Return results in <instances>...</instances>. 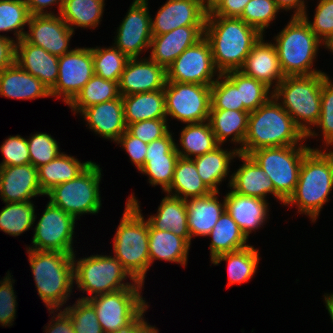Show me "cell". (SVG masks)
I'll use <instances>...</instances> for the list:
<instances>
[{"label":"cell","instance_id":"6da1fadb","mask_svg":"<svg viewBox=\"0 0 333 333\" xmlns=\"http://www.w3.org/2000/svg\"><path fill=\"white\" fill-rule=\"evenodd\" d=\"M261 36L240 18L206 16L204 37L211 45L215 67L221 74L240 70Z\"/></svg>","mask_w":333,"mask_h":333},{"label":"cell","instance_id":"7a4b0ae2","mask_svg":"<svg viewBox=\"0 0 333 333\" xmlns=\"http://www.w3.org/2000/svg\"><path fill=\"white\" fill-rule=\"evenodd\" d=\"M303 141H306V136L272 96L249 113L246 138L243 148L238 150L241 154L249 155L257 149L302 145Z\"/></svg>","mask_w":333,"mask_h":333},{"label":"cell","instance_id":"3957f363","mask_svg":"<svg viewBox=\"0 0 333 333\" xmlns=\"http://www.w3.org/2000/svg\"><path fill=\"white\" fill-rule=\"evenodd\" d=\"M328 150L311 148L304 155L296 189L284 204L296 205L297 212L308 215L312 222L333 189V150Z\"/></svg>","mask_w":333,"mask_h":333},{"label":"cell","instance_id":"277c9868","mask_svg":"<svg viewBox=\"0 0 333 333\" xmlns=\"http://www.w3.org/2000/svg\"><path fill=\"white\" fill-rule=\"evenodd\" d=\"M141 211L136 196L131 194L113 237V252L128 273L137 282L144 284L150 268L149 234L148 221Z\"/></svg>","mask_w":333,"mask_h":333},{"label":"cell","instance_id":"5b68a950","mask_svg":"<svg viewBox=\"0 0 333 333\" xmlns=\"http://www.w3.org/2000/svg\"><path fill=\"white\" fill-rule=\"evenodd\" d=\"M27 253L38 295L48 310H59L73 289V254L32 249Z\"/></svg>","mask_w":333,"mask_h":333},{"label":"cell","instance_id":"8992f818","mask_svg":"<svg viewBox=\"0 0 333 333\" xmlns=\"http://www.w3.org/2000/svg\"><path fill=\"white\" fill-rule=\"evenodd\" d=\"M326 77L325 72L308 76H286L273 90V97L289 113L306 139L318 135L312 127L321 114L322 83Z\"/></svg>","mask_w":333,"mask_h":333},{"label":"cell","instance_id":"52a82bcc","mask_svg":"<svg viewBox=\"0 0 333 333\" xmlns=\"http://www.w3.org/2000/svg\"><path fill=\"white\" fill-rule=\"evenodd\" d=\"M274 41L285 77L324 73L312 66L319 46L327 48L302 16H291L288 24L277 34Z\"/></svg>","mask_w":333,"mask_h":333},{"label":"cell","instance_id":"ba28073f","mask_svg":"<svg viewBox=\"0 0 333 333\" xmlns=\"http://www.w3.org/2000/svg\"><path fill=\"white\" fill-rule=\"evenodd\" d=\"M75 255L74 253V283L83 293L86 291L91 295L78 299L87 300L97 295L133 287L137 283L116 257L97 254L76 260ZM129 277L133 283H124L123 281Z\"/></svg>","mask_w":333,"mask_h":333},{"label":"cell","instance_id":"9c48e42d","mask_svg":"<svg viewBox=\"0 0 333 333\" xmlns=\"http://www.w3.org/2000/svg\"><path fill=\"white\" fill-rule=\"evenodd\" d=\"M310 149L302 144L261 148L249 154L272 181L274 197L283 205L296 189L304 155Z\"/></svg>","mask_w":333,"mask_h":333},{"label":"cell","instance_id":"30bf717a","mask_svg":"<svg viewBox=\"0 0 333 333\" xmlns=\"http://www.w3.org/2000/svg\"><path fill=\"white\" fill-rule=\"evenodd\" d=\"M101 172L100 165L91 162L76 178L53 187L45 195L49 197L51 204L63 209L76 220L83 214L95 215L102 205L99 191Z\"/></svg>","mask_w":333,"mask_h":333},{"label":"cell","instance_id":"8fae6325","mask_svg":"<svg viewBox=\"0 0 333 333\" xmlns=\"http://www.w3.org/2000/svg\"><path fill=\"white\" fill-rule=\"evenodd\" d=\"M143 285L137 282L133 287L87 299L95 309L104 333L129 325L148 306L141 295Z\"/></svg>","mask_w":333,"mask_h":333},{"label":"cell","instance_id":"7c38bea8","mask_svg":"<svg viewBox=\"0 0 333 333\" xmlns=\"http://www.w3.org/2000/svg\"><path fill=\"white\" fill-rule=\"evenodd\" d=\"M163 90L167 117L185 124L208 121L211 86L167 81Z\"/></svg>","mask_w":333,"mask_h":333},{"label":"cell","instance_id":"4fadbf2b","mask_svg":"<svg viewBox=\"0 0 333 333\" xmlns=\"http://www.w3.org/2000/svg\"><path fill=\"white\" fill-rule=\"evenodd\" d=\"M76 219L50 202L34 228L33 245L26 249L74 254Z\"/></svg>","mask_w":333,"mask_h":333},{"label":"cell","instance_id":"5bb4252c","mask_svg":"<svg viewBox=\"0 0 333 333\" xmlns=\"http://www.w3.org/2000/svg\"><path fill=\"white\" fill-rule=\"evenodd\" d=\"M166 73L168 82L209 86L221 74L215 67L211 45L205 37L181 53L166 69Z\"/></svg>","mask_w":333,"mask_h":333},{"label":"cell","instance_id":"9a60e30c","mask_svg":"<svg viewBox=\"0 0 333 333\" xmlns=\"http://www.w3.org/2000/svg\"><path fill=\"white\" fill-rule=\"evenodd\" d=\"M94 75L92 48H74L58 61V79L51 97H62L68 105Z\"/></svg>","mask_w":333,"mask_h":333},{"label":"cell","instance_id":"2e32d148","mask_svg":"<svg viewBox=\"0 0 333 333\" xmlns=\"http://www.w3.org/2000/svg\"><path fill=\"white\" fill-rule=\"evenodd\" d=\"M148 0H133L122 23L117 27L114 46L129 58L140 56L151 45V16Z\"/></svg>","mask_w":333,"mask_h":333},{"label":"cell","instance_id":"e0dca14e","mask_svg":"<svg viewBox=\"0 0 333 333\" xmlns=\"http://www.w3.org/2000/svg\"><path fill=\"white\" fill-rule=\"evenodd\" d=\"M29 32L24 39L55 56H63L71 51L68 46L74 31L58 14L31 15L28 22Z\"/></svg>","mask_w":333,"mask_h":333},{"label":"cell","instance_id":"ac0fdd59","mask_svg":"<svg viewBox=\"0 0 333 333\" xmlns=\"http://www.w3.org/2000/svg\"><path fill=\"white\" fill-rule=\"evenodd\" d=\"M175 141L169 131L165 136L150 142L147 146L145 164L139 171L149 177L152 186L160 185L165 192L171 185L174 169L180 157Z\"/></svg>","mask_w":333,"mask_h":333},{"label":"cell","instance_id":"d6986e66","mask_svg":"<svg viewBox=\"0 0 333 333\" xmlns=\"http://www.w3.org/2000/svg\"><path fill=\"white\" fill-rule=\"evenodd\" d=\"M148 58L128 60L118 83L121 96L164 89L167 83L166 69Z\"/></svg>","mask_w":333,"mask_h":333},{"label":"cell","instance_id":"ffe728a7","mask_svg":"<svg viewBox=\"0 0 333 333\" xmlns=\"http://www.w3.org/2000/svg\"><path fill=\"white\" fill-rule=\"evenodd\" d=\"M206 16L202 0H167L151 18V32L161 35L183 26H205Z\"/></svg>","mask_w":333,"mask_h":333},{"label":"cell","instance_id":"44dd1931","mask_svg":"<svg viewBox=\"0 0 333 333\" xmlns=\"http://www.w3.org/2000/svg\"><path fill=\"white\" fill-rule=\"evenodd\" d=\"M45 195L38 182L37 167L26 165L0 167V198L6 202H25Z\"/></svg>","mask_w":333,"mask_h":333},{"label":"cell","instance_id":"7402d4cb","mask_svg":"<svg viewBox=\"0 0 333 333\" xmlns=\"http://www.w3.org/2000/svg\"><path fill=\"white\" fill-rule=\"evenodd\" d=\"M204 30L205 26H183L161 35H153L149 57L167 69L181 53L204 37Z\"/></svg>","mask_w":333,"mask_h":333},{"label":"cell","instance_id":"603a6c76","mask_svg":"<svg viewBox=\"0 0 333 333\" xmlns=\"http://www.w3.org/2000/svg\"><path fill=\"white\" fill-rule=\"evenodd\" d=\"M263 39L262 35L253 45L240 71L264 82L273 91L285 76L280 66L275 44L271 41L265 43Z\"/></svg>","mask_w":333,"mask_h":333},{"label":"cell","instance_id":"cb8c5ba5","mask_svg":"<svg viewBox=\"0 0 333 333\" xmlns=\"http://www.w3.org/2000/svg\"><path fill=\"white\" fill-rule=\"evenodd\" d=\"M89 129L105 139L117 141L127 130L122 96L117 99L91 105L81 113Z\"/></svg>","mask_w":333,"mask_h":333},{"label":"cell","instance_id":"d4e9b609","mask_svg":"<svg viewBox=\"0 0 333 333\" xmlns=\"http://www.w3.org/2000/svg\"><path fill=\"white\" fill-rule=\"evenodd\" d=\"M59 57L50 54L42 47L28 43L24 38L15 46V63L38 78L51 89L58 79Z\"/></svg>","mask_w":333,"mask_h":333},{"label":"cell","instance_id":"484cf974","mask_svg":"<svg viewBox=\"0 0 333 333\" xmlns=\"http://www.w3.org/2000/svg\"><path fill=\"white\" fill-rule=\"evenodd\" d=\"M224 200L225 210L247 239L252 231L261 228L268 219L269 203L261 198L245 196L230 190Z\"/></svg>","mask_w":333,"mask_h":333},{"label":"cell","instance_id":"4316f807","mask_svg":"<svg viewBox=\"0 0 333 333\" xmlns=\"http://www.w3.org/2000/svg\"><path fill=\"white\" fill-rule=\"evenodd\" d=\"M237 158L243 164L234 171L228 187L235 192L249 197H257L267 201V194L274 196V186L262 168L249 156L239 153Z\"/></svg>","mask_w":333,"mask_h":333},{"label":"cell","instance_id":"83f0119b","mask_svg":"<svg viewBox=\"0 0 333 333\" xmlns=\"http://www.w3.org/2000/svg\"><path fill=\"white\" fill-rule=\"evenodd\" d=\"M0 96L17 100L51 97L50 89L16 63L0 71Z\"/></svg>","mask_w":333,"mask_h":333},{"label":"cell","instance_id":"f1b7e54d","mask_svg":"<svg viewBox=\"0 0 333 333\" xmlns=\"http://www.w3.org/2000/svg\"><path fill=\"white\" fill-rule=\"evenodd\" d=\"M219 192L185 200L187 208V226L190 238L193 236L206 237L225 211V200H218Z\"/></svg>","mask_w":333,"mask_h":333},{"label":"cell","instance_id":"f546056e","mask_svg":"<svg viewBox=\"0 0 333 333\" xmlns=\"http://www.w3.org/2000/svg\"><path fill=\"white\" fill-rule=\"evenodd\" d=\"M148 234L150 266L156 259L187 265L190 244L184 238L169 230L154 229L149 223Z\"/></svg>","mask_w":333,"mask_h":333},{"label":"cell","instance_id":"4dcf8cb0","mask_svg":"<svg viewBox=\"0 0 333 333\" xmlns=\"http://www.w3.org/2000/svg\"><path fill=\"white\" fill-rule=\"evenodd\" d=\"M147 221L154 229L169 230L191 245L185 200L166 194L158 206L157 214L151 215Z\"/></svg>","mask_w":333,"mask_h":333},{"label":"cell","instance_id":"1f68e13d","mask_svg":"<svg viewBox=\"0 0 333 333\" xmlns=\"http://www.w3.org/2000/svg\"><path fill=\"white\" fill-rule=\"evenodd\" d=\"M126 125L151 119H168L164 90L122 96Z\"/></svg>","mask_w":333,"mask_h":333},{"label":"cell","instance_id":"d6a6232c","mask_svg":"<svg viewBox=\"0 0 333 333\" xmlns=\"http://www.w3.org/2000/svg\"><path fill=\"white\" fill-rule=\"evenodd\" d=\"M248 117L247 111L210 109L208 121L220 145L231 136L230 142L240 144L238 149H242L248 131Z\"/></svg>","mask_w":333,"mask_h":333},{"label":"cell","instance_id":"836d02e7","mask_svg":"<svg viewBox=\"0 0 333 333\" xmlns=\"http://www.w3.org/2000/svg\"><path fill=\"white\" fill-rule=\"evenodd\" d=\"M221 146L219 145L210 152L192 158L199 176L212 192H219L218 185L228 176L231 160L239 154L236 147L232 151H228V149L223 150Z\"/></svg>","mask_w":333,"mask_h":333},{"label":"cell","instance_id":"e575fe53","mask_svg":"<svg viewBox=\"0 0 333 333\" xmlns=\"http://www.w3.org/2000/svg\"><path fill=\"white\" fill-rule=\"evenodd\" d=\"M166 194L183 200L209 195L212 191L202 181L191 158L179 157L170 187Z\"/></svg>","mask_w":333,"mask_h":333},{"label":"cell","instance_id":"d590c367","mask_svg":"<svg viewBox=\"0 0 333 333\" xmlns=\"http://www.w3.org/2000/svg\"><path fill=\"white\" fill-rule=\"evenodd\" d=\"M92 161L80 162L77 158L61 152L49 163L37 168L38 182L46 194L53 187L76 178Z\"/></svg>","mask_w":333,"mask_h":333},{"label":"cell","instance_id":"8d00e7d4","mask_svg":"<svg viewBox=\"0 0 333 333\" xmlns=\"http://www.w3.org/2000/svg\"><path fill=\"white\" fill-rule=\"evenodd\" d=\"M207 236L212 238L209 246L211 260L220 254L238 251L249 246L248 239L226 210Z\"/></svg>","mask_w":333,"mask_h":333},{"label":"cell","instance_id":"74e56055","mask_svg":"<svg viewBox=\"0 0 333 333\" xmlns=\"http://www.w3.org/2000/svg\"><path fill=\"white\" fill-rule=\"evenodd\" d=\"M179 142L175 144L180 157L194 158L214 150L220 144L217 142L209 121L187 124L180 132Z\"/></svg>","mask_w":333,"mask_h":333},{"label":"cell","instance_id":"f35d334b","mask_svg":"<svg viewBox=\"0 0 333 333\" xmlns=\"http://www.w3.org/2000/svg\"><path fill=\"white\" fill-rule=\"evenodd\" d=\"M259 250L252 245L229 253L216 256L211 263L220 264L221 261L228 262V286L233 284H242L253 278L259 264Z\"/></svg>","mask_w":333,"mask_h":333},{"label":"cell","instance_id":"ab89813d","mask_svg":"<svg viewBox=\"0 0 333 333\" xmlns=\"http://www.w3.org/2000/svg\"><path fill=\"white\" fill-rule=\"evenodd\" d=\"M104 6L105 0H64L59 15L72 31L76 27L94 29L103 18Z\"/></svg>","mask_w":333,"mask_h":333},{"label":"cell","instance_id":"60d3db41","mask_svg":"<svg viewBox=\"0 0 333 333\" xmlns=\"http://www.w3.org/2000/svg\"><path fill=\"white\" fill-rule=\"evenodd\" d=\"M119 96L118 82L106 80L94 74L68 106L74 114L81 113L91 105L111 101Z\"/></svg>","mask_w":333,"mask_h":333},{"label":"cell","instance_id":"b9f144b4","mask_svg":"<svg viewBox=\"0 0 333 333\" xmlns=\"http://www.w3.org/2000/svg\"><path fill=\"white\" fill-rule=\"evenodd\" d=\"M239 90L240 104L244 105V111L252 112L266 103L273 91L264 82L245 75L240 70L224 73Z\"/></svg>","mask_w":333,"mask_h":333},{"label":"cell","instance_id":"7bdbcfd3","mask_svg":"<svg viewBox=\"0 0 333 333\" xmlns=\"http://www.w3.org/2000/svg\"><path fill=\"white\" fill-rule=\"evenodd\" d=\"M0 211V230L11 236H20L30 230L37 216L32 201L6 202Z\"/></svg>","mask_w":333,"mask_h":333},{"label":"cell","instance_id":"ee69618b","mask_svg":"<svg viewBox=\"0 0 333 333\" xmlns=\"http://www.w3.org/2000/svg\"><path fill=\"white\" fill-rule=\"evenodd\" d=\"M94 74L114 82L120 81L125 66L130 59L114 45L109 48L92 47Z\"/></svg>","mask_w":333,"mask_h":333},{"label":"cell","instance_id":"f6af8a7d","mask_svg":"<svg viewBox=\"0 0 333 333\" xmlns=\"http://www.w3.org/2000/svg\"><path fill=\"white\" fill-rule=\"evenodd\" d=\"M30 16L26 0H0V32H14L16 43L24 38Z\"/></svg>","mask_w":333,"mask_h":333},{"label":"cell","instance_id":"bcb514c9","mask_svg":"<svg viewBox=\"0 0 333 333\" xmlns=\"http://www.w3.org/2000/svg\"><path fill=\"white\" fill-rule=\"evenodd\" d=\"M280 10L275 0H250L239 18L264 35L265 29L276 19Z\"/></svg>","mask_w":333,"mask_h":333},{"label":"cell","instance_id":"7dc6e473","mask_svg":"<svg viewBox=\"0 0 333 333\" xmlns=\"http://www.w3.org/2000/svg\"><path fill=\"white\" fill-rule=\"evenodd\" d=\"M210 103V109L244 111V105L240 104L239 90L225 74H220L211 85Z\"/></svg>","mask_w":333,"mask_h":333},{"label":"cell","instance_id":"c3c4849f","mask_svg":"<svg viewBox=\"0 0 333 333\" xmlns=\"http://www.w3.org/2000/svg\"><path fill=\"white\" fill-rule=\"evenodd\" d=\"M63 310L70 316L75 333H104L95 309L87 300L77 299Z\"/></svg>","mask_w":333,"mask_h":333},{"label":"cell","instance_id":"681fc988","mask_svg":"<svg viewBox=\"0 0 333 333\" xmlns=\"http://www.w3.org/2000/svg\"><path fill=\"white\" fill-rule=\"evenodd\" d=\"M30 163L40 167L52 161L61 152L57 141L49 134L38 132L27 138Z\"/></svg>","mask_w":333,"mask_h":333},{"label":"cell","instance_id":"f907efd6","mask_svg":"<svg viewBox=\"0 0 333 333\" xmlns=\"http://www.w3.org/2000/svg\"><path fill=\"white\" fill-rule=\"evenodd\" d=\"M315 8L314 20L311 22L305 12L302 17L307 21L310 29L327 46L333 41V0H318Z\"/></svg>","mask_w":333,"mask_h":333},{"label":"cell","instance_id":"816d5d0a","mask_svg":"<svg viewBox=\"0 0 333 333\" xmlns=\"http://www.w3.org/2000/svg\"><path fill=\"white\" fill-rule=\"evenodd\" d=\"M315 126L321 129L326 150L333 146V82L329 76L322 83L321 114Z\"/></svg>","mask_w":333,"mask_h":333},{"label":"cell","instance_id":"f5cc1de1","mask_svg":"<svg viewBox=\"0 0 333 333\" xmlns=\"http://www.w3.org/2000/svg\"><path fill=\"white\" fill-rule=\"evenodd\" d=\"M3 161L0 167L26 165L30 163L27 139L21 135L9 136L0 146Z\"/></svg>","mask_w":333,"mask_h":333},{"label":"cell","instance_id":"db71d44e","mask_svg":"<svg viewBox=\"0 0 333 333\" xmlns=\"http://www.w3.org/2000/svg\"><path fill=\"white\" fill-rule=\"evenodd\" d=\"M6 274L3 281H0V325L10 327L16 317L18 303L13 289L15 281L9 271Z\"/></svg>","mask_w":333,"mask_h":333},{"label":"cell","instance_id":"11a10c76","mask_svg":"<svg viewBox=\"0 0 333 333\" xmlns=\"http://www.w3.org/2000/svg\"><path fill=\"white\" fill-rule=\"evenodd\" d=\"M127 131L144 143L149 144L165 136L170 130L167 119H151L128 124Z\"/></svg>","mask_w":333,"mask_h":333},{"label":"cell","instance_id":"9f6ffc18","mask_svg":"<svg viewBox=\"0 0 333 333\" xmlns=\"http://www.w3.org/2000/svg\"><path fill=\"white\" fill-rule=\"evenodd\" d=\"M120 144L127 152L131 163H133L138 171L142 169L145 164V156L147 151V143H144L139 138L131 135L127 130L115 142Z\"/></svg>","mask_w":333,"mask_h":333},{"label":"cell","instance_id":"6f0895ef","mask_svg":"<svg viewBox=\"0 0 333 333\" xmlns=\"http://www.w3.org/2000/svg\"><path fill=\"white\" fill-rule=\"evenodd\" d=\"M249 2L250 0H221L207 12V16L239 18Z\"/></svg>","mask_w":333,"mask_h":333},{"label":"cell","instance_id":"680465c9","mask_svg":"<svg viewBox=\"0 0 333 333\" xmlns=\"http://www.w3.org/2000/svg\"><path fill=\"white\" fill-rule=\"evenodd\" d=\"M54 311L58 313V310H49L50 314H55L56 317L52 316V321H49L50 324L45 328L46 333H75L70 316L61 309L58 314Z\"/></svg>","mask_w":333,"mask_h":333},{"label":"cell","instance_id":"91938a15","mask_svg":"<svg viewBox=\"0 0 333 333\" xmlns=\"http://www.w3.org/2000/svg\"><path fill=\"white\" fill-rule=\"evenodd\" d=\"M16 41L0 34V71L15 63Z\"/></svg>","mask_w":333,"mask_h":333},{"label":"cell","instance_id":"94428289","mask_svg":"<svg viewBox=\"0 0 333 333\" xmlns=\"http://www.w3.org/2000/svg\"><path fill=\"white\" fill-rule=\"evenodd\" d=\"M148 307L149 305L129 325L109 333H159L155 326H151L144 319L143 315L146 313Z\"/></svg>","mask_w":333,"mask_h":333},{"label":"cell","instance_id":"6125c7cd","mask_svg":"<svg viewBox=\"0 0 333 333\" xmlns=\"http://www.w3.org/2000/svg\"><path fill=\"white\" fill-rule=\"evenodd\" d=\"M64 0H26V4L28 6V10L30 15H45V14H54L53 12H49L45 9L52 7L54 4H58L59 13L61 12Z\"/></svg>","mask_w":333,"mask_h":333},{"label":"cell","instance_id":"be15d7a7","mask_svg":"<svg viewBox=\"0 0 333 333\" xmlns=\"http://www.w3.org/2000/svg\"><path fill=\"white\" fill-rule=\"evenodd\" d=\"M277 6L281 10L289 11L293 9L294 14L291 16H302L305 12H307V5L305 4V0H275Z\"/></svg>","mask_w":333,"mask_h":333},{"label":"cell","instance_id":"e7e4bbea","mask_svg":"<svg viewBox=\"0 0 333 333\" xmlns=\"http://www.w3.org/2000/svg\"><path fill=\"white\" fill-rule=\"evenodd\" d=\"M324 301H325V306H326V309L329 313V316L332 320V324H333V293L331 294H327L326 295L324 294Z\"/></svg>","mask_w":333,"mask_h":333},{"label":"cell","instance_id":"03108f58","mask_svg":"<svg viewBox=\"0 0 333 333\" xmlns=\"http://www.w3.org/2000/svg\"><path fill=\"white\" fill-rule=\"evenodd\" d=\"M221 0H202V4L207 12H209Z\"/></svg>","mask_w":333,"mask_h":333},{"label":"cell","instance_id":"003e7915","mask_svg":"<svg viewBox=\"0 0 333 333\" xmlns=\"http://www.w3.org/2000/svg\"><path fill=\"white\" fill-rule=\"evenodd\" d=\"M326 48H328L329 51H331L333 53V41H331Z\"/></svg>","mask_w":333,"mask_h":333}]
</instances>
